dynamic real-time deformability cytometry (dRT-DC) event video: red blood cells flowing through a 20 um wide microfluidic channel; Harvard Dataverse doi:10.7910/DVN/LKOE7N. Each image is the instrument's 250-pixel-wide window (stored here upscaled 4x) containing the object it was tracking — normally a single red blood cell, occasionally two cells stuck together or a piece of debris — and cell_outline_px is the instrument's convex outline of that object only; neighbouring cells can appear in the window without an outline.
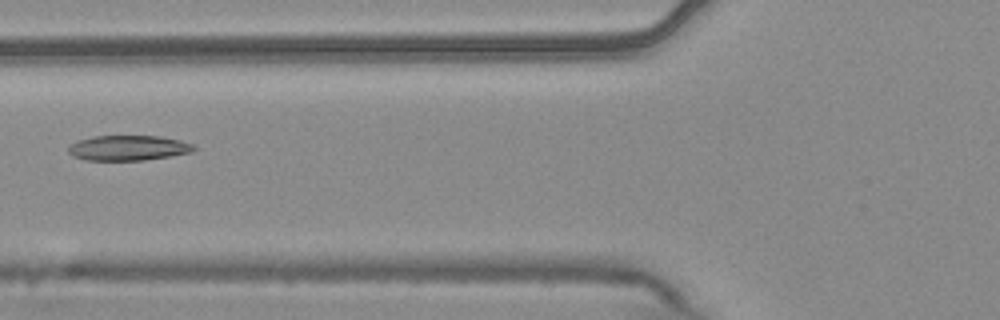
{"species": "common noctule bat (a hibernating species)", "species_latin": "Nyctalus noctula", "temperature_condition": "warm", "stored_images_in_passage": 5, "camera_frame_rate_fps": 3000, "um_per_image_px": 0.085, "animal": {"sex": "male", "body_mass_g": 20.4}, "frame": {"image": 1, "passage_image": 5, "time_ms": 1.333, "image_size_px": [1000, 320], "cell_outline_px": [[196, 148], [192, 152], [144, 160], [84, 160], [72, 156], [68, 152], [68, 144], [80, 140], [96, 136], [160, 136], [180, 140], [192, 144]], "centroid_in_image_um": [10.87, 12.57], "position_along_channel_um": 114.9, "area_um2": 18.32}}